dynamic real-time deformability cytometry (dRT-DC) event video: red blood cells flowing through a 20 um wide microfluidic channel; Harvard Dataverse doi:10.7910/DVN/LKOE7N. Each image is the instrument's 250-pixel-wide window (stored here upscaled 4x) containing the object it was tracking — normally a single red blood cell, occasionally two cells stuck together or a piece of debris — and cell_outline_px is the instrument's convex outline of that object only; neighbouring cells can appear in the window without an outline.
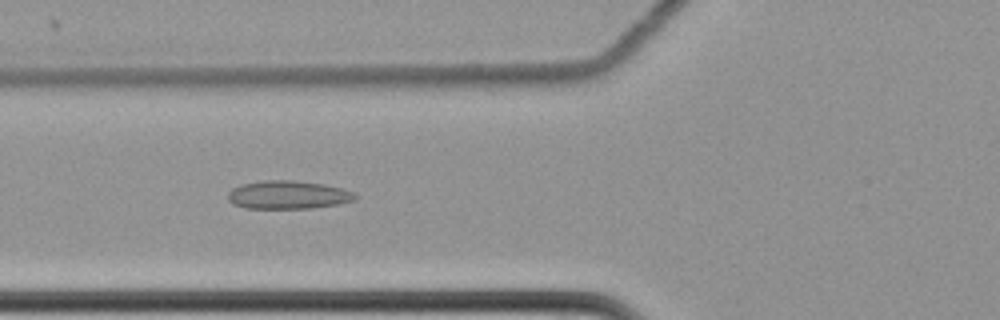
{"species": "common noctule bat (a hibernating species)", "species_latin": "Nyctalus noctula", "temperature_condition": "cold", "stored_images_in_passage": 48, "camera_frame_rate_fps": 3000, "um_per_image_px": 0.085, "animal": {"sex": "female", "body_mass_g": 22.7, "forearm_length_mm": 54.2}, "frame": {"image": 1, "passage_image": 12, "time_ms": 3.667, "image_size_px": [1000, 320], "cell_outline_px": [[356, 196], [352, 200], [336, 204], [312, 208], [244, 208], [232, 204], [228, 200], [228, 192], [232, 188], [240, 184], [264, 180], [296, 180], [324, 184], [344, 188], [352, 192]], "centroid_in_image_um": [24.42, 16.55], "position_along_channel_um": 101.4, "area_um2": 20.98}}
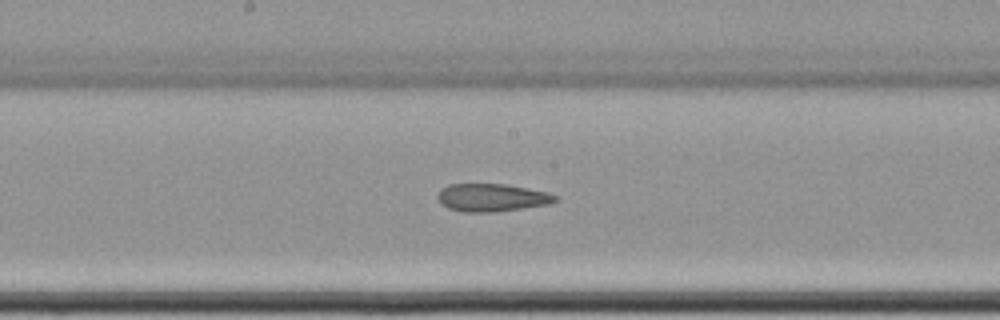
{"frame": {"image": 2, "passage_image": 21, "time_ms": 6.667, "image_size_px": [1000, 320], "cell_outline_px": [[556, 200], [548, 204], [492, 212], [464, 212], [448, 208], [436, 196], [440, 188], [448, 184], [504, 184], [548, 192], [556, 196]], "centroid_in_image_um": [41.76, 16.78], "position_along_channel_um": 206.4, "area_um2": 18.79}}
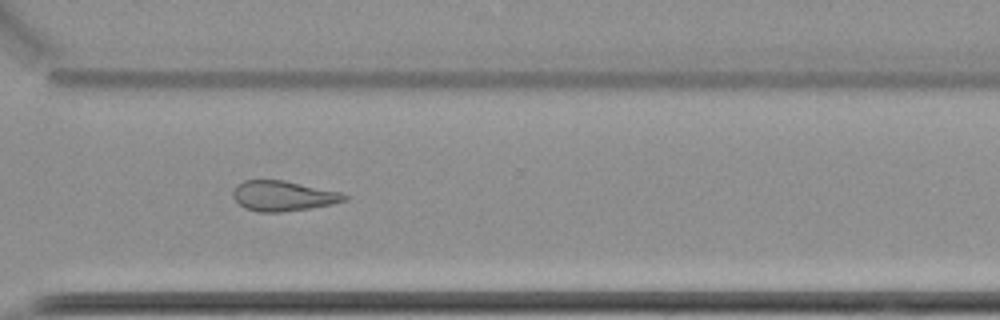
{"frame": {"image": 3, "passage_image": 33, "time_ms": 10.667, "image_size_px": [1000, 320], "cell_outline_px": [[348, 200], [332, 204], [308, 208], [280, 212], [260, 212], [244, 208], [232, 196], [232, 192], [236, 184], [244, 180], [284, 180], [340, 192], [348, 196]], "centroid_in_image_um": [24.04, 16.64], "position_along_channel_um": 346.6, "area_um2": 19.54}, "authors_computed_cell_mechanics": {"area_um2": 20.519, "velocity_mm_per_s": 3.4993, "shape_relaxation_time_tau1_ms": null, "shape_relaxation_time_tau2_ms": 4.6021, "deformation_change_tau1": null, "deformation_change_tau2": 0.1261}}